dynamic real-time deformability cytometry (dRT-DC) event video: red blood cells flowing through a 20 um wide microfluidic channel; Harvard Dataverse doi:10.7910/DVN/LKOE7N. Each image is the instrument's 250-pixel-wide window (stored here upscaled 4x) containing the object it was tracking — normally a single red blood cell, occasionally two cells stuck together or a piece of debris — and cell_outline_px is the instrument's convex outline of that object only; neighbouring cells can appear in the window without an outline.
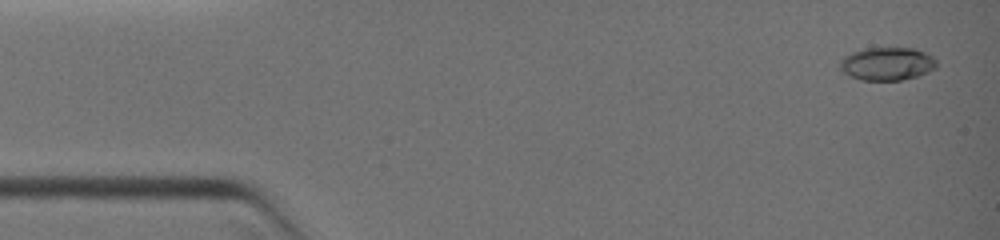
{"species": "common noctule bat (a hibernating species)", "species_latin": "Nyctalus noctula", "temperature_condition": "warm", "stored_images_in_passage": 6, "camera_frame_rate_fps": 3000, "um_per_image_px": 0.085, "animal": {"sex": "female", "body_mass_g": 19.0, "forearm_length_mm": 51.5}, "frame": {"image": 1, "passage_image": 1, "time_ms": 0.0, "image_size_px": [1000, 240], "cell_outline_px": [[936, 68], [928, 72], [916, 76], [900, 80], [860, 80], [848, 76], [840, 68], [840, 60], [844, 56], [852, 52], [864, 48], [916, 48], [932, 56], [936, 60]], "centroid_in_image_um": [75.39, 5.42], "position_along_channel_um": 9.6, "area_um2": 18.67}}
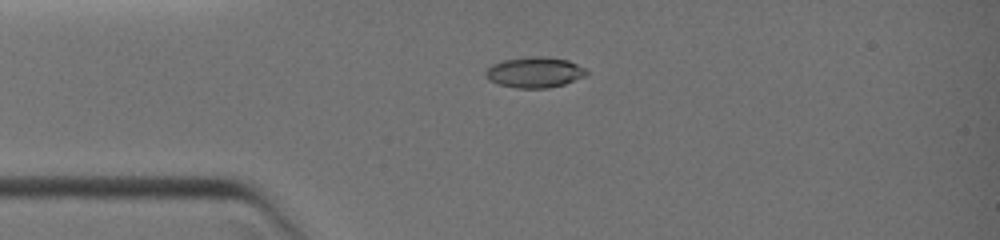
{"frame": {"image": 2, "passage_image": 5, "time_ms": 2.667, "image_size_px": [1000, 240], "cell_outline_px": [[588, 72], [584, 76], [564, 84], [548, 88], [516, 88], [496, 84], [488, 80], [484, 76], [484, 72], [492, 64], [504, 60], [528, 56], [544, 56], [568, 60], [584, 68]], "centroid_in_image_um": [45.39, 6.15], "position_along_channel_um": 39.6, "area_um2": 18.09}}